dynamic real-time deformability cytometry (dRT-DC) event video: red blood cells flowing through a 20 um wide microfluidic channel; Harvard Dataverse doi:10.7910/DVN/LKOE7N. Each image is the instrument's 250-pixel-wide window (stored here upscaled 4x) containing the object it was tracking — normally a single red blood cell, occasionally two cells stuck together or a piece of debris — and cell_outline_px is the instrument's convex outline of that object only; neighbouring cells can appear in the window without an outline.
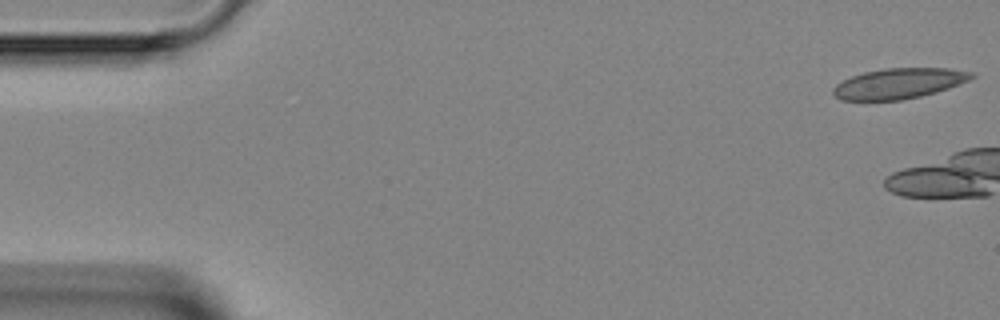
{"species": "Egyptian fruit bat (a non-hibernating species)", "species_latin": "Rousettus aegyptiacus", "temperature_condition": "room temperature", "stored_images_in_passage": 4, "camera_frame_rate_fps": 3000, "um_per_image_px": 0.085, "animal": {"sex": "female"}, "frame": {"image": 1, "passage_image": 1, "time_ms": 0.0, "image_size_px": [1000, 320], "cell_outline_px": [[976, 76], [968, 80], [948, 88], [936, 92], [920, 96], [900, 100], [840, 100], [832, 92], [832, 88], [836, 84], [852, 76], [864, 72], [888, 68], [948, 68], [976, 72]], "centroid_in_image_um": [76.42, 7.09], "position_along_channel_um": 8.6, "area_um2": 24.45}}